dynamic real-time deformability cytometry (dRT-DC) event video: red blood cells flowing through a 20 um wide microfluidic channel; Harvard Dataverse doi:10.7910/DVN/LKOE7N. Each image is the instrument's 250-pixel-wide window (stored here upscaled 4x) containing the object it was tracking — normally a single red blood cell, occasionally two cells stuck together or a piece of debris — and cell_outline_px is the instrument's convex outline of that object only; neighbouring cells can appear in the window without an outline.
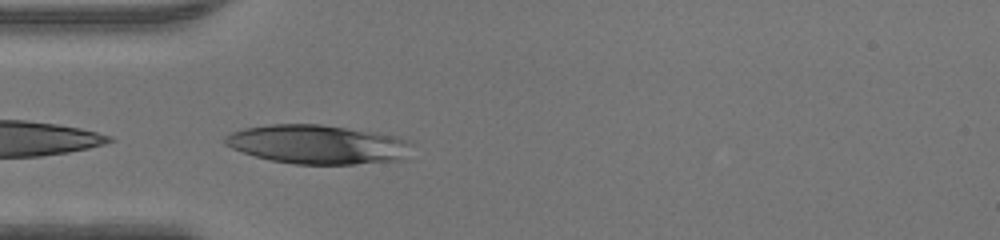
{"species": "human", "species_latin": "Homo sapiens", "temperature_condition": "warm", "stored_images_in_passage": 28, "camera_frame_rate_fps": 3000, "um_per_image_px": 0.085, "donor": {"sex": "male"}, "frame": {"image": 1, "passage_image": 1, "time_ms": 0.0, "image_size_px": [1000, 240], "cell_outline_px": [[412, 144], [404, 160], [352, 164], [292, 164], [272, 160], [256, 156], [232, 148], [224, 144], [224, 136], [232, 132], [244, 128], [272, 124], [320, 124], [376, 132], [396, 136], [412, 140]], "centroid_in_image_um": [27.04, 12.27], "position_along_channel_um": 58.0, "area_um2": 42.6}}
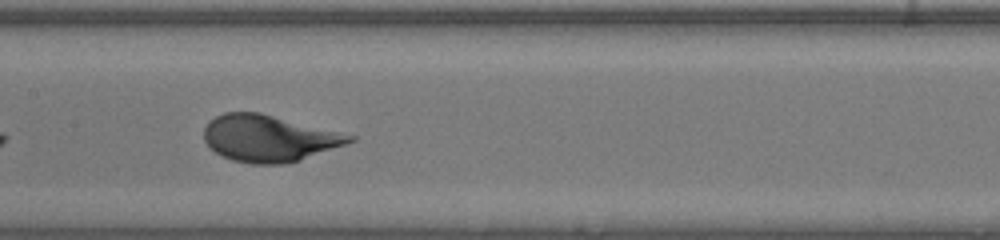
{"frame": {"image": 2, "passage_image": 10, "time_ms": 3.0, "image_size_px": [1000, 240], "cell_outline_px": [[356, 140], [300, 160], [284, 164], [252, 164], [232, 160], [216, 152], [204, 140], [204, 128], [208, 120], [224, 112], [260, 112], [356, 136]], "centroid_in_image_um": [22.83, 11.75], "position_along_channel_um": 184.6, "area_um2": 39.3}}
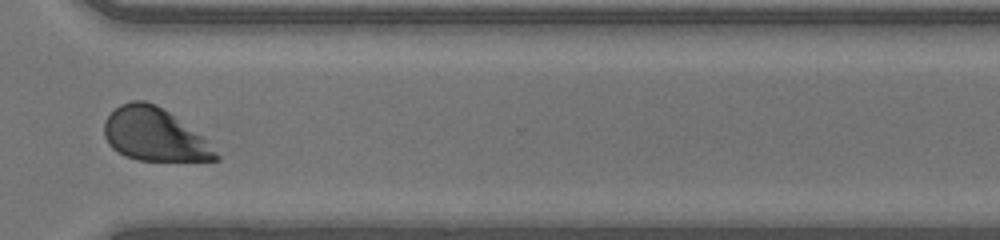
{"frame": {"image": 3, "passage_image": 22, "time_ms": 7.0, "image_size_px": [1000, 240], "cell_outline_px": [[220, 160], [136, 160], [124, 156], [112, 148], [108, 144], [104, 136], [104, 120], [120, 104], [132, 100], [144, 100], [156, 104], [204, 136], [220, 156]], "centroid_in_image_um": [13.11, 11.44], "position_along_channel_um": 357.5, "area_um2": 34.45}}